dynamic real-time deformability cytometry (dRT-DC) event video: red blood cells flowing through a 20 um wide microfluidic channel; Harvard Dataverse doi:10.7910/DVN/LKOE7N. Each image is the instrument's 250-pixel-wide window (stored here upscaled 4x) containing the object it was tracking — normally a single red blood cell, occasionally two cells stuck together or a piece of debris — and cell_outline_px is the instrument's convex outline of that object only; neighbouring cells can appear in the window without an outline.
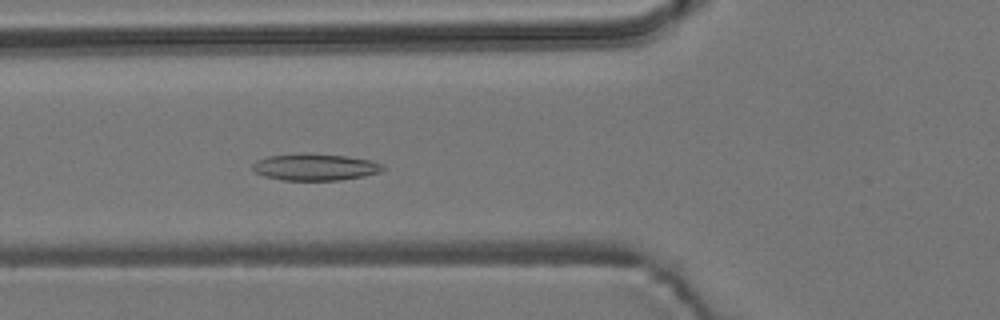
{"species": "common noctule bat (a hibernating species)", "species_latin": "Nyctalus noctula", "temperature_condition": "room temperature", "stored_images_in_passage": 56, "camera_frame_rate_fps": 3000, "um_per_image_px": 0.085, "animal": {"sex": "male", "body_mass_g": 19.2, "forearm_length_mm": 51.8}, "frame": {"image": 1, "passage_image": 21, "time_ms": 6.667, "image_size_px": [1000, 320], "cell_outline_px": [[384, 168], [380, 172], [364, 176], [340, 180], [284, 180], [264, 176], [256, 172], [252, 168], [252, 164], [256, 160], [268, 156], [348, 156], [372, 160], [380, 164]], "centroid_in_image_um": [26.81, 14.25], "position_along_channel_um": 99.0, "area_um2": 19.31}}
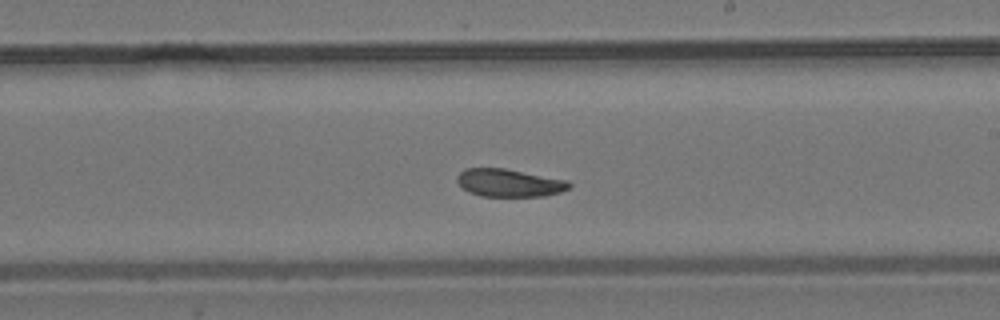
{"frame": {"image": 2, "passage_image": 33, "time_ms": 10.667, "image_size_px": [1000, 320], "cell_outline_px": [[572, 184], [568, 188], [560, 192], [544, 196], [480, 196], [468, 192], [456, 180], [456, 176], [464, 168], [504, 168], [568, 180]], "centroid_in_image_um": [43.27, 15.54], "position_along_channel_um": 245.7, "area_um2": 18.15}}
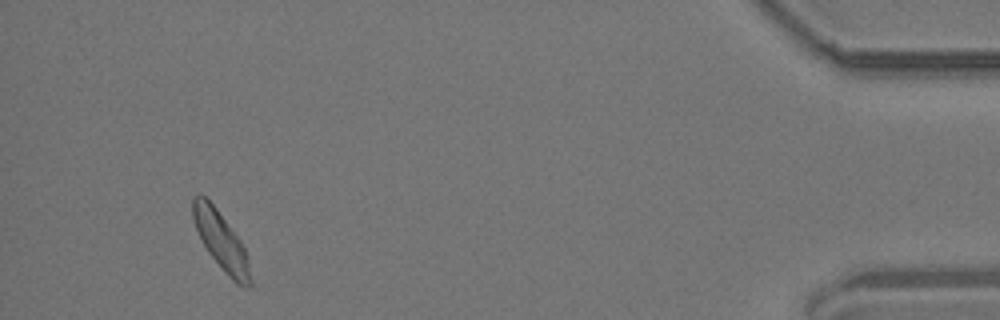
{"frame": {"image": 3, "passage_image": 53, "time_ms": 17.333, "image_size_px": [1000, 320], "cell_outline_px": [[252, 284], [248, 288], [244, 288], [236, 284], [224, 272], [208, 252], [196, 228], [192, 216], [192, 196], [204, 196], [216, 208], [240, 240], [244, 248], [248, 260], [252, 280]], "centroid_in_image_um": [18.81, 20.54], "position_along_channel_um": 416.4, "area_um2": 19.19}, "authors_computed_cell_mechanics": {"area_um2": 19.1896, "velocity_mm_per_s": 3.6683, "shape_relaxation_time_tau1_ms": null, "shape_relaxation_time_tau2_ms": 3.4, "deformation_change_tau1": null, "deformation_change_tau2": 0.0894}}